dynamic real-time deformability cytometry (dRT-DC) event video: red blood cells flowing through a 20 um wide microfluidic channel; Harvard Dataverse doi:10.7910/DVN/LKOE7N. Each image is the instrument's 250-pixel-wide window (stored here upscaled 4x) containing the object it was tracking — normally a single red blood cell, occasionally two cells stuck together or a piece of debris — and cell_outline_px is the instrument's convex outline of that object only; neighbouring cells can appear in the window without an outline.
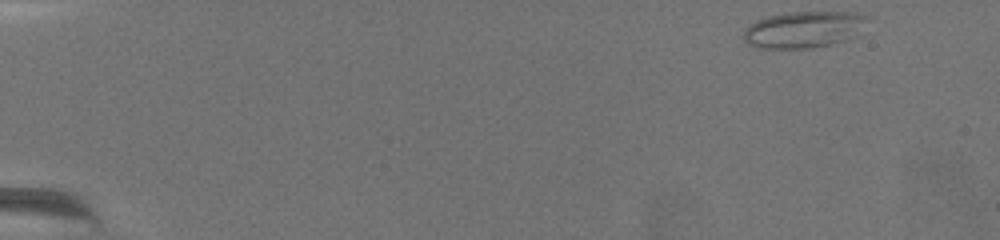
{"species": "common noctule bat (a hibernating species)", "species_latin": "Nyctalus noctula", "temperature_condition": "warm", "stored_images_in_passage": 67, "camera_frame_rate_fps": 3000, "um_per_image_px": 0.085, "animal": {"sex": "female", "body_mass_g": 19.5, "forearm_length_mm": 54.1}, "frame": {"image": 1, "passage_image": 1, "time_ms": 0.0, "image_size_px": [1000, 240], "cell_outline_px": [[868, 20], [860, 36], [848, 40], [832, 44], [812, 48], [756, 48], [748, 44], [744, 40], [744, 28], [756, 20], [768, 16], [788, 12], [856, 12], [868, 16]], "centroid_in_image_um": [68.38, 2.51], "position_along_channel_um": 16.6, "area_um2": 26.93}}
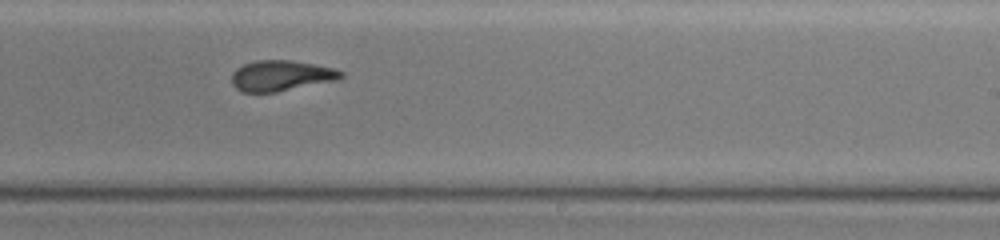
{"frame": {"image": 2, "passage_image": 42, "time_ms": 13.667, "image_size_px": [1000, 240], "cell_outline_px": [[344, 76], [340, 80], [276, 92], [240, 92], [232, 84], [232, 72], [236, 68], [244, 64], [256, 60], [292, 60], [336, 68], [344, 72]], "centroid_in_image_um": [23.93, 6.43], "position_along_channel_um": 265.1, "area_um2": 19.83}}
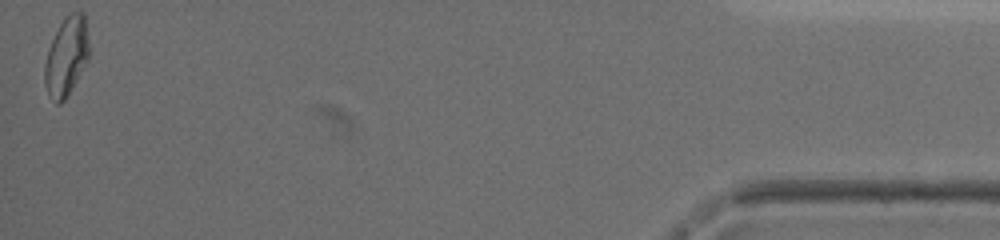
{"frame": {"image": 3, "passage_image": 67, "time_ms": 22.0, "image_size_px": [1000, 240], "cell_outline_px": [[88, 60], [64, 100], [60, 104], [56, 104], [48, 92], [44, 84], [44, 64], [48, 48], [60, 24], [72, 12], [80, 12], [84, 16], [88, 40]], "centroid_in_image_um": [5.62, 4.83], "position_along_channel_um": 429.6, "area_um2": 19.83}, "authors_computed_cell_mechanics": {"area_um2": 19.941, "velocity_mm_per_s": 2.9524, "shape_relaxation_time_tau1_ms": 8.532, "shape_relaxation_time_tau2_ms": 2.6971, "deformation_change_tau1": 0.2118, "deformation_change_tau2": 0.0945}}